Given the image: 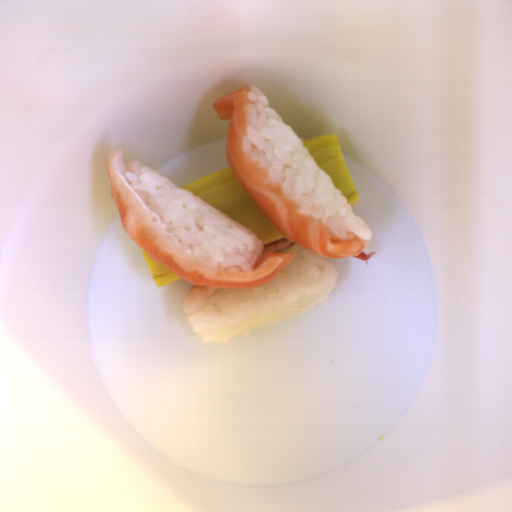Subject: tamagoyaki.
Instances as JSON below:
<instances>
[{
    "label": "tamagoyaki",
    "instance_id": "1",
    "mask_svg": "<svg viewBox=\"0 0 512 512\" xmlns=\"http://www.w3.org/2000/svg\"><path fill=\"white\" fill-rule=\"evenodd\" d=\"M248 228L267 246L286 238L242 189L231 167L218 170L182 187Z\"/></svg>",
    "mask_w": 512,
    "mask_h": 512
},
{
    "label": "tamagoyaki",
    "instance_id": "2",
    "mask_svg": "<svg viewBox=\"0 0 512 512\" xmlns=\"http://www.w3.org/2000/svg\"><path fill=\"white\" fill-rule=\"evenodd\" d=\"M319 169L327 173L333 185L343 194L350 208L361 200L349 173L337 134L300 140Z\"/></svg>",
    "mask_w": 512,
    "mask_h": 512
},
{
    "label": "tamagoyaki",
    "instance_id": "3",
    "mask_svg": "<svg viewBox=\"0 0 512 512\" xmlns=\"http://www.w3.org/2000/svg\"><path fill=\"white\" fill-rule=\"evenodd\" d=\"M142 253L146 262V265L152 275V278L157 286L160 287L162 285H165L167 283H170L172 281H175L179 278L177 274L163 266L162 264L158 263L154 259H152L142 248Z\"/></svg>",
    "mask_w": 512,
    "mask_h": 512
}]
</instances>
